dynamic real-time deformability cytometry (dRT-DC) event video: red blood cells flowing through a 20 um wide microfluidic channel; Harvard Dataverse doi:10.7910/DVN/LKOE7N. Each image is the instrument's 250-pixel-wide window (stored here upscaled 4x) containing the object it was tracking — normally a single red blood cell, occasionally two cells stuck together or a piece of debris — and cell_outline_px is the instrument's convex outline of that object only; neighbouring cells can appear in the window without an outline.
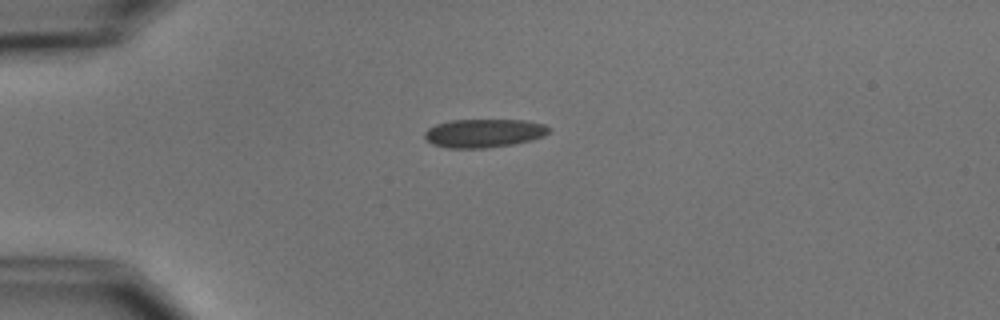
{"species": "common noctule bat (a hibernating species)", "species_latin": "Nyctalus noctula", "temperature_condition": "cold", "stored_images_in_passage": 3, "camera_frame_rate_fps": 3000, "um_per_image_px": 0.085, "animal": {"sex": "male", "body_mass_g": 15.6}, "frame": {"image": 1, "passage_image": 1, "time_ms": 0.0, "image_size_px": [1000, 320], "cell_outline_px": [[552, 128], [544, 136], [532, 140], [516, 144], [484, 148], [448, 148], [432, 144], [424, 136], [424, 132], [428, 128], [436, 124], [452, 120], [524, 120], [544, 124]], "centroid_in_image_um": [41.15, 11.32], "position_along_channel_um": 43.8, "area_um2": 20.75}}